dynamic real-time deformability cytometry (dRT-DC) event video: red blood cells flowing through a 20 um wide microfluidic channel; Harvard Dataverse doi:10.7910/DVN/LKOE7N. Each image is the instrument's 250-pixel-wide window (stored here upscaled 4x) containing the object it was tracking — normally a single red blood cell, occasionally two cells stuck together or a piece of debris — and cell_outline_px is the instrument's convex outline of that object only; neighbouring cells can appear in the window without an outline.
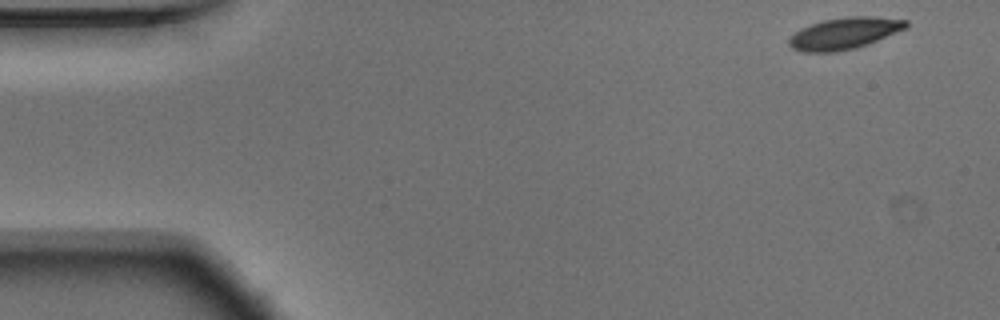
{"species": "Egyptian fruit bat (a non-hibernating species)", "species_latin": "Rousettus aegyptiacus", "temperature_condition": "warm", "stored_images_in_passage": 51, "camera_frame_rate_fps": 3000, "um_per_image_px": 0.085, "animal": {"sex": "male"}, "frame": {"image": 1, "passage_image": 1, "time_ms": 0.0, "image_size_px": [1000, 320], "cell_outline_px": [[908, 28], [868, 44], [856, 48], [836, 52], [800, 52], [792, 48], [788, 44], [788, 40], [800, 28], [824, 20], [848, 16], [872, 16], [908, 20]], "centroid_in_image_um": [71.79, 2.84], "position_along_channel_um": 13.2, "area_um2": 21.68}}
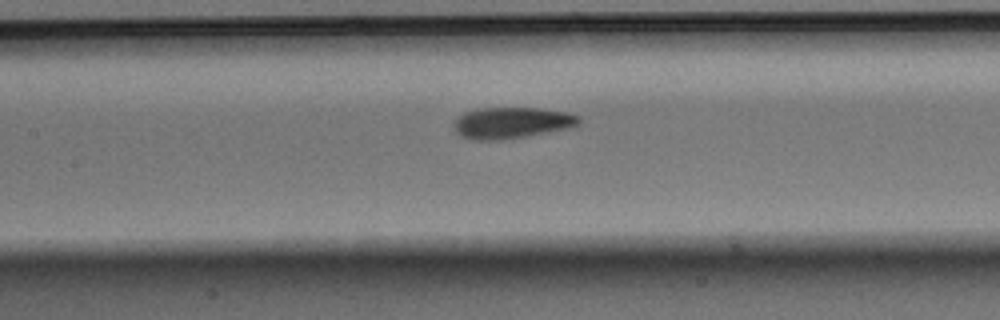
{"frame": {"image": 2, "passage_image": 22, "time_ms": 7.0, "image_size_px": [1000, 320], "cell_outline_px": [[580, 124], [568, 128], [548, 132], [500, 140], [472, 140], [460, 136], [456, 132], [456, 120], [464, 112], [480, 108], [536, 108], [568, 112], [580, 116]], "centroid_in_image_um": [43.52, 10.44], "position_along_channel_um": 163.9, "area_um2": 22.6}}
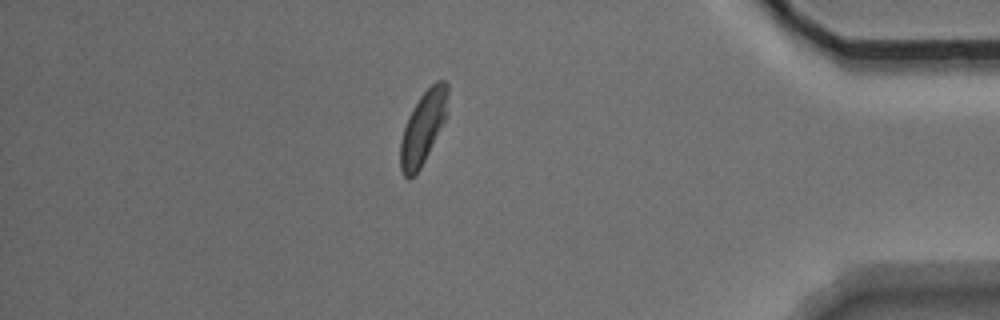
{"frame": {"image": 3, "passage_image": 44, "time_ms": 14.333, "image_size_px": [1000, 320], "cell_outline_px": [[448, 92], [444, 120], [420, 168], [408, 180], [404, 176], [400, 168], [400, 140], [408, 116], [412, 108], [420, 96], [436, 80], [444, 80], [448, 84]], "centroid_in_image_um": [35.93, 10.82], "position_along_channel_um": 399.3, "area_um2": 19.54}, "authors_computed_cell_mechanics": {"area_um2": 21.5016, "velocity_mm_per_s": 3.7299, "shape_relaxation_time_tau1_ms": 2.9313, "shape_relaxation_time_tau2_ms": 1.7815, "deformation_change_tau1": 0.1462, "deformation_change_tau2": 0.0764}}